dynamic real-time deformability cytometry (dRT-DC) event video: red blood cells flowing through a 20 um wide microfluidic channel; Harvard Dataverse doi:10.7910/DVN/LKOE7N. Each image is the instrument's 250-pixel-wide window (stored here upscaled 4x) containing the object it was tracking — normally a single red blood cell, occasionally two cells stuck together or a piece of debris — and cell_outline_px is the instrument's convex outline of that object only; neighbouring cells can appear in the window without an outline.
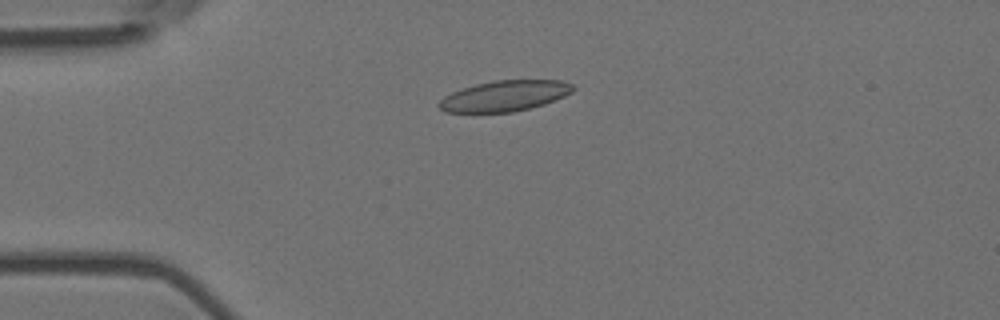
{"species": "Egyptian fruit bat (a non-hibernating species)", "species_latin": "Rousettus aegyptiacus", "temperature_condition": "room temperature", "stored_images_in_passage": 38, "camera_frame_rate_fps": 3000, "um_per_image_px": 0.085, "animal": {"sex": "female"}, "frame": {"image": 1, "passage_image": 1, "time_ms": 0.0, "image_size_px": [1000, 320], "cell_outline_px": [[576, 88], [572, 92], [556, 100], [544, 104], [512, 112], [444, 112], [436, 104], [444, 96], [452, 92], [476, 84], [492, 80], [560, 80], [572, 84]], "centroid_in_image_um": [42.9, 8.15], "position_along_channel_um": 42.1, "area_um2": 23.93}}
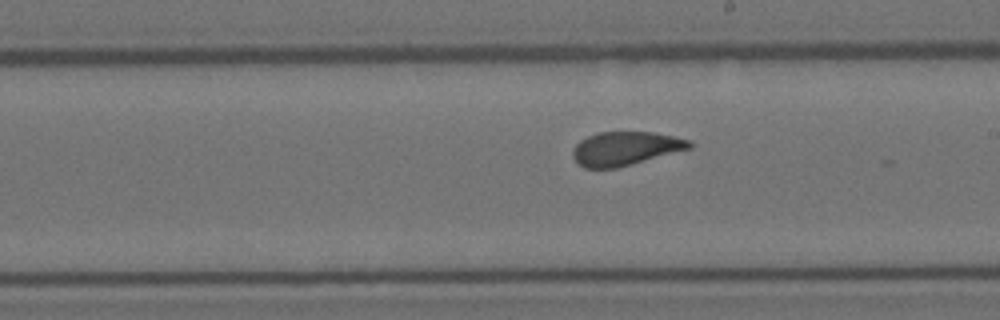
{"frame": {"image": 2, "passage_image": 19, "time_ms": 6.0, "image_size_px": [1000, 320], "cell_outline_px": [[692, 148], [632, 164], [616, 168], [584, 168], [576, 164], [572, 156], [572, 148], [580, 140], [588, 136], [600, 132], [652, 132], [692, 140]], "centroid_in_image_um": [53.13, 12.63], "position_along_channel_um": 235.9, "area_um2": 23.06}}
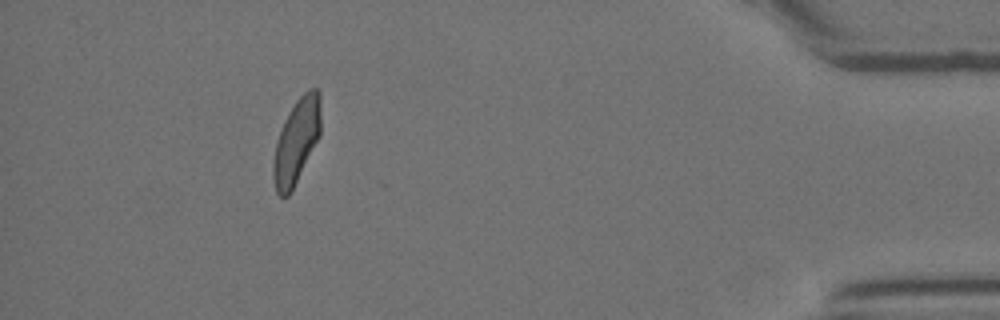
{"frame": {"image": 3, "passage_image": 38, "time_ms": 12.333, "image_size_px": [1000, 320], "cell_outline_px": [[320, 136], [292, 192], [288, 196], [280, 196], [276, 192], [272, 176], [272, 164], [276, 140], [284, 120], [296, 100], [308, 88], [316, 88], [320, 92]], "centroid_in_image_um": [25.19, 12.02], "position_along_channel_um": 410.0, "area_um2": 23.76}, "authors_computed_cell_mechanics": {"area_um2": 23.409, "velocity_mm_per_s": 3.6364, "shape_relaxation_time_tau1_ms": 5.1933, "shape_relaxation_time_tau2_ms": 1.0924, "deformation_change_tau1": 0.1567, "deformation_change_tau2": 0.0752}}